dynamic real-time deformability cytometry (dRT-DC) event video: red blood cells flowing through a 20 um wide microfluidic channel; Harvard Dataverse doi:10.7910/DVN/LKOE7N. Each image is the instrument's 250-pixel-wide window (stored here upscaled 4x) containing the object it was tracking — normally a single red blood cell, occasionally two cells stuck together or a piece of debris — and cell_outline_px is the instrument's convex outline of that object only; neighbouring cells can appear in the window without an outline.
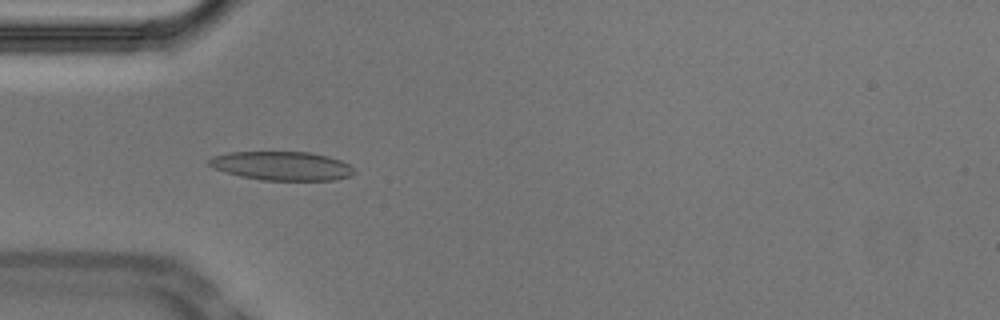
{"species": "Egyptian fruit bat (a non-hibernating species)", "species_latin": "Rousettus aegyptiacus", "temperature_condition": "cold", "stored_images_in_passage": 53, "camera_frame_rate_fps": 3000, "um_per_image_px": 0.085, "animal": {"sex": "male"}, "frame": {"image": 1, "passage_image": 16, "time_ms": 5.0, "image_size_px": [1000, 320], "cell_outline_px": [[356, 172], [348, 176], [336, 180], [260, 180], [240, 176], [212, 168], [208, 164], [208, 160], [212, 156], [228, 152], [308, 152], [328, 156], [340, 160], [348, 164]], "centroid_in_image_um": [23.92, 14.1], "position_along_channel_um": 61.1, "area_um2": 24.39}, "authors_computed_cell_mechanics": {"area_um2": 23.3512, "velocity_mm_per_s": 3.7324, "shape_relaxation_time_tau1_ms": null, "shape_relaxation_time_tau2_ms": 2.9771, "deformation_change_tau1": null, "deformation_change_tau2": 0.1073}}